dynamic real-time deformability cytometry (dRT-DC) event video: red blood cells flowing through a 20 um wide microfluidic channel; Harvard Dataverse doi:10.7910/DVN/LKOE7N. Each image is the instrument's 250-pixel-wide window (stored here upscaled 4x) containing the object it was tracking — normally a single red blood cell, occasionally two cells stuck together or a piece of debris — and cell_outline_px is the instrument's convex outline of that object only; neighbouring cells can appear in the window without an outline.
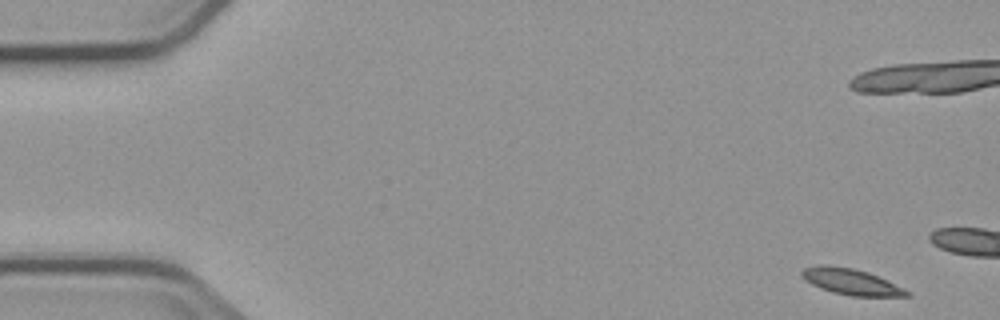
{"species": "common noctule bat (a hibernating species)", "species_latin": "Nyctalus noctula", "temperature_condition": "cold", "stored_images_in_passage": 5, "camera_frame_rate_fps": 3000, "um_per_image_px": 0.085, "animal": {"sex": "male", "body_mass_g": 23.1, "forearm_length_mm": 52.7}, "frame": {"image": 1, "passage_image": 1, "time_ms": 0.0, "image_size_px": [1000, 320], "cell_outline_px": [[912, 296], [852, 296], [832, 292], [820, 288], [804, 280], [800, 276], [800, 272], [804, 268], [820, 264], [828, 264], [852, 268], [868, 272], [904, 288], [912, 292]], "centroid_in_image_um": [72.32, 23.94], "position_along_channel_um": 12.7, "area_um2": 16.07}}